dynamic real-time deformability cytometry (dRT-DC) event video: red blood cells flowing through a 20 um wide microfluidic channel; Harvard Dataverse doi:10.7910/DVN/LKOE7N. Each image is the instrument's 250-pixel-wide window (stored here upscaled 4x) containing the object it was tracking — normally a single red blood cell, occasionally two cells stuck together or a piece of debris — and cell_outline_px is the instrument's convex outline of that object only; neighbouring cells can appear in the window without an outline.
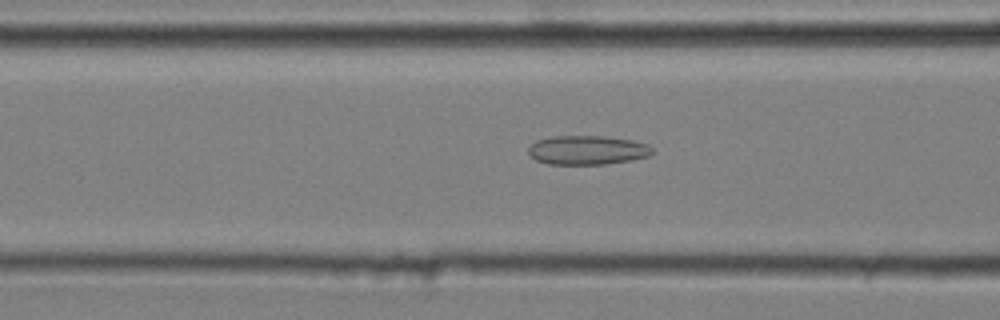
{"species": "common noctule bat (a hibernating species)", "species_latin": "Nyctalus noctula", "temperature_condition": "cold", "stored_images_in_passage": 32, "camera_frame_rate_fps": 3000, "um_per_image_px": 0.085, "animal": {"sex": "male", "body_mass_g": 20.4}, "frame": {"image": 1, "passage_image": 9, "time_ms": 2.667, "image_size_px": [1000, 320], "cell_outline_px": [[652, 152], [648, 156], [632, 160], [604, 164], [548, 164], [536, 160], [528, 152], [528, 148], [536, 140], [552, 136], [604, 136], [632, 140], [648, 144], [652, 148]], "centroid_in_image_um": [49.92, 12.75], "position_along_channel_um": 116.7, "area_um2": 20.98}}
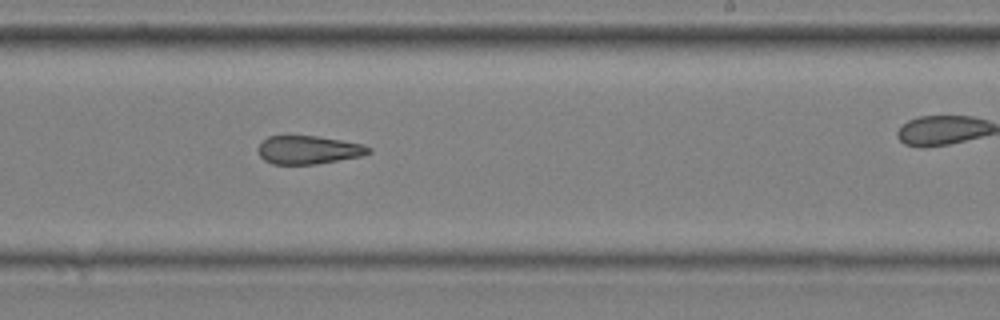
{"frame": {"image": 2, "passage_image": 21, "time_ms": 6.667, "image_size_px": [1000, 320], "cell_outline_px": [[372, 152], [364, 156], [316, 164], [272, 164], [264, 160], [260, 156], [256, 148], [268, 136], [316, 136], [364, 144], [372, 148]], "centroid_in_image_um": [26.25, 12.75], "position_along_channel_um": 262.7, "area_um2": 18.38}}
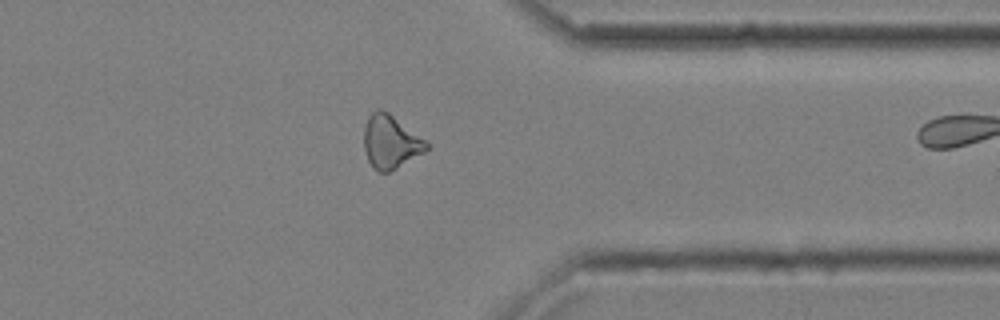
{"frame": {"image": 3, "passage_image": 31, "time_ms": 10.0, "image_size_px": [1000, 320], "cell_outline_px": [[428, 148], [424, 152], [396, 168], [388, 172], [376, 172], [372, 168], [368, 160], [364, 148], [364, 128], [368, 116], [376, 108], [380, 108], [388, 112], [428, 140]], "centroid_in_image_um": [33.2, 12.04], "position_along_channel_um": 378.2, "area_um2": 19.65}}